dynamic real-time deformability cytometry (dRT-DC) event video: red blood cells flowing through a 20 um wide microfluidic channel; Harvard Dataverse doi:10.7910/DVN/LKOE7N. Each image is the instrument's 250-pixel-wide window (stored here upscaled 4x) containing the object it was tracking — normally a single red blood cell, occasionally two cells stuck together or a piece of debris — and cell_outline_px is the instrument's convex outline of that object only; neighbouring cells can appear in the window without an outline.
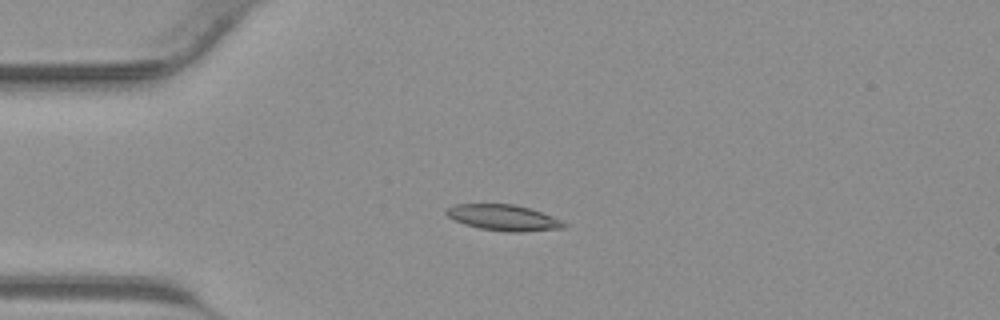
{"species": "common noctule bat (a hibernating species)", "species_latin": "Nyctalus noctula", "temperature_condition": "warm", "stored_images_in_passage": 42, "camera_frame_rate_fps": 3000, "um_per_image_px": 0.085, "animal": {"sex": "male", "body_mass_g": 23.1, "forearm_length_mm": 52.7}, "frame": {"image": 1, "passage_image": 10, "time_ms": 3.0, "image_size_px": [1000, 320], "cell_outline_px": [[568, 224], [564, 228], [524, 232], [508, 232], [480, 228], [464, 224], [448, 216], [444, 212], [452, 204], [516, 204], [552, 216]], "centroid_in_image_um": [42.8, 18.5], "position_along_channel_um": 42.2, "area_um2": 17.69}}
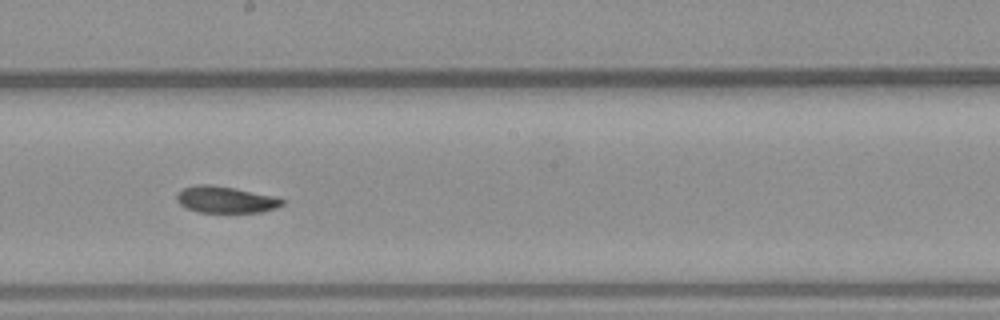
{"frame": {"image": 2, "passage_image": 23, "time_ms": 7.333, "image_size_px": [1000, 320], "cell_outline_px": [[284, 204], [276, 208], [260, 212], [200, 212], [188, 208], [180, 204], [176, 200], [176, 196], [184, 188], [196, 184], [212, 184], [236, 188], [276, 196], [284, 200]], "centroid_in_image_um": [19.21, 16.95], "position_along_channel_um": 229.0, "area_um2": 16.36}}
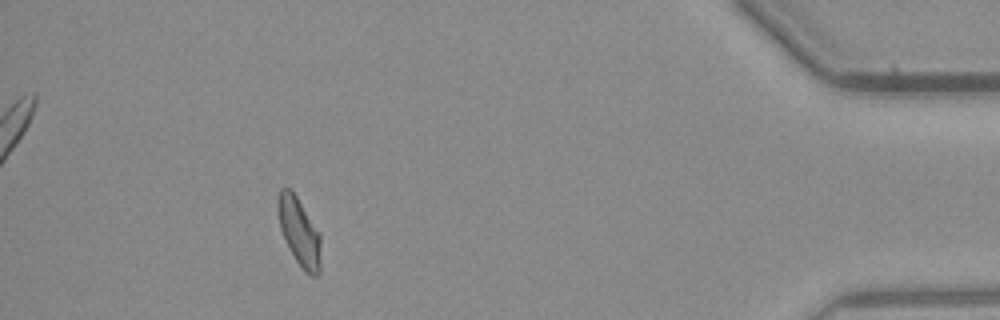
{"frame": {"image": 3, "passage_image": 38, "time_ms": 12.333, "image_size_px": [1000, 320], "cell_outline_px": [[320, 272], [316, 276], [312, 276], [304, 272], [288, 248], [284, 240], [280, 228], [276, 208], [276, 200], [280, 188], [292, 188], [320, 232]], "centroid_in_image_um": [25.41, 19.66], "position_along_channel_um": 409.8, "area_um2": 17.51}}